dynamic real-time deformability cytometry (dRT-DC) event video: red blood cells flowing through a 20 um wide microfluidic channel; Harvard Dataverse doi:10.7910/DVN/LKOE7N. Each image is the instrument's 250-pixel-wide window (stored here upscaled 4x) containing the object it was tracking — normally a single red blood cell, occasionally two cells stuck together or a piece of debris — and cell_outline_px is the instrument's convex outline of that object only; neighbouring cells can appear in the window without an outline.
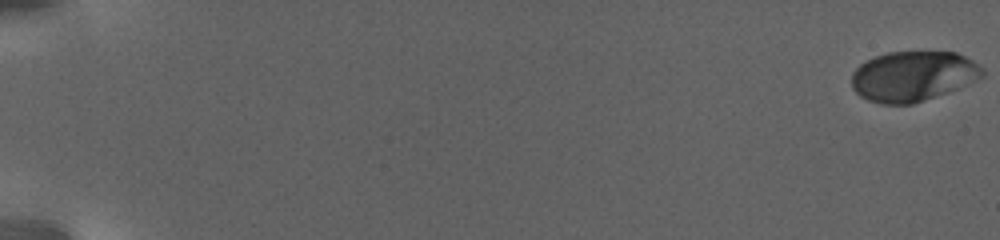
{"species": "human", "species_latin": "Homo sapiens", "temperature_condition": "warm", "stored_images_in_passage": 62, "camera_frame_rate_fps": 3000, "um_per_image_px": 0.085, "donor": {"sex": "female"}, "frame": {"image": 1, "passage_image": 1, "time_ms": 0.0, "image_size_px": [1000, 240], "cell_outline_px": [[984, 72], [980, 76], [944, 92], [912, 104], [884, 104], [868, 100], [860, 96], [852, 88], [852, 76], [856, 68], [860, 64], [876, 56], [888, 52], [956, 52], [972, 60]], "centroid_in_image_um": [77.51, 6.46], "position_along_channel_um": 7.5, "area_um2": 37.11}}
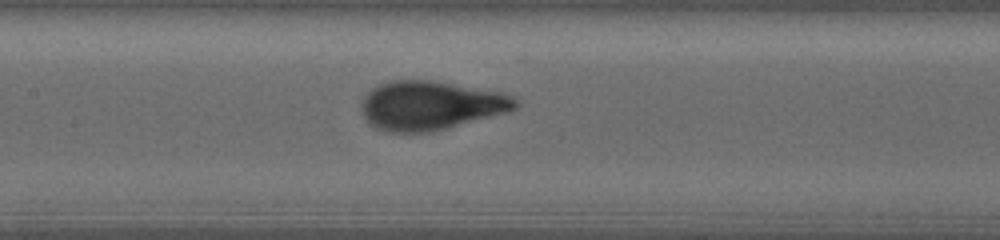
{"frame": {"image": 2, "passage_image": 34, "time_ms": 13.667, "image_size_px": [1000, 240], "cell_outline_px": [[520, 104], [516, 108], [504, 112], [432, 132], [388, 132], [376, 128], [364, 116], [364, 100], [368, 92], [372, 88], [388, 80], [432, 80], [500, 92], [512, 96]], "centroid_in_image_um": [36.6, 8.95], "position_along_channel_um": 170.8, "area_um2": 43.18}}
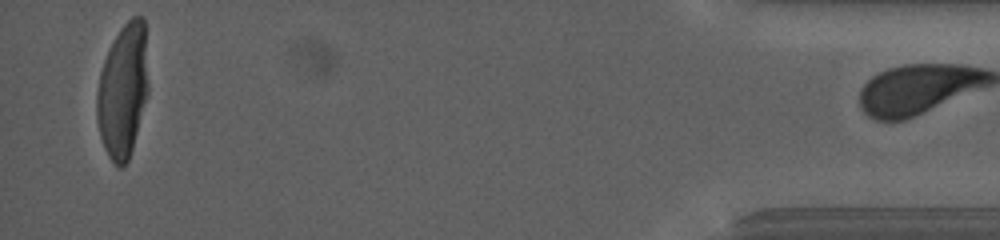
{"frame": {"image": 3, "passage_image": 61, "time_ms": 25.667, "image_size_px": [1000, 240], "cell_outline_px": [[148, 92], [132, 148], [128, 160], [120, 168], [108, 156], [104, 148], [100, 136], [96, 116], [96, 92], [100, 72], [104, 60], [120, 28], [132, 16], [144, 16], [148, 84]], "centroid_in_image_um": [10.44, 7.69], "position_along_channel_um": 424.8, "area_um2": 39.88}}